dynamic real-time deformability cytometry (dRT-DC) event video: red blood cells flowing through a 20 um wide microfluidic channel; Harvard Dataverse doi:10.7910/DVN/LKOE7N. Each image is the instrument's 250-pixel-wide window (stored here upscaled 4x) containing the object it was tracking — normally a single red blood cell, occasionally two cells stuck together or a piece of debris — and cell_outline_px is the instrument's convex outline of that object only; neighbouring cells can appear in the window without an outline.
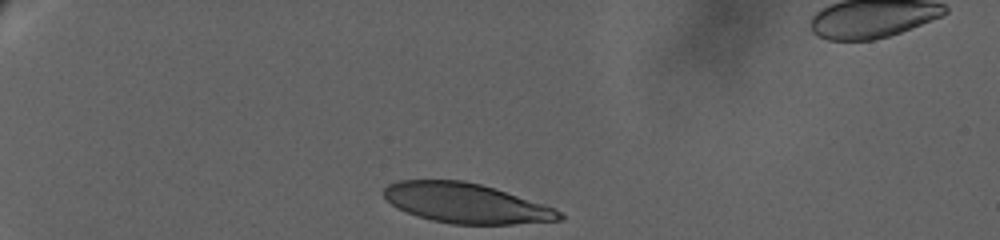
{"species": "human", "species_latin": "Homo sapiens", "temperature_condition": "warm", "stored_images_in_passage": 25, "camera_frame_rate_fps": 3000, "um_per_image_px": 0.085, "donor": {"sex": "female"}, "frame": {"image": 1, "passage_image": 1, "time_ms": 0.0, "image_size_px": [1000, 240], "cell_outline_px": [[564, 220], [512, 224], [452, 224], [432, 220], [416, 216], [396, 208], [384, 196], [384, 188], [388, 184], [400, 180], [464, 180], [480, 184], [552, 208], [560, 212], [564, 216]], "centroid_in_image_um": [39.55, 17.28], "position_along_channel_um": 45.5, "area_um2": 40.23}}
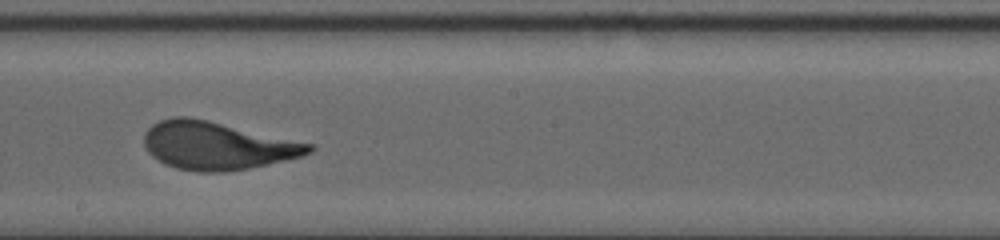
{"frame": {"image": 2, "passage_image": 16, "time_ms": 8.667, "image_size_px": [1000, 240], "cell_outline_px": [[316, 148], [312, 152], [300, 156], [284, 160], [248, 168], [224, 172], [200, 172], [176, 168], [164, 164], [152, 156], [148, 152], [144, 144], [144, 132], [152, 124], [160, 120], [172, 116], [188, 116], [208, 120], [312, 144]], "centroid_in_image_um": [18.4, 12.37], "position_along_channel_um": 229.8, "area_um2": 45.84}}
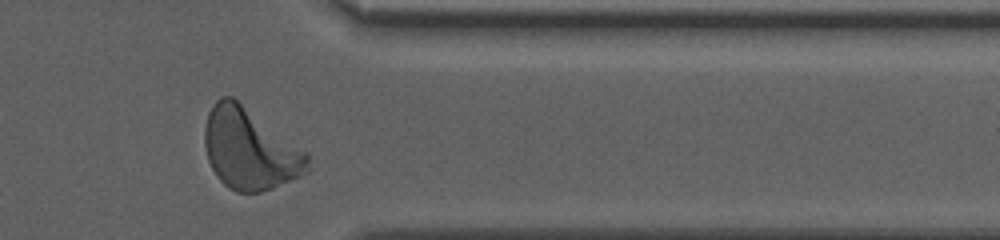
{"frame": {"image": 3, "passage_image": 25, "time_ms": 14.333, "image_size_px": [1000, 240], "cell_outline_px": [[312, 168], [308, 172], [300, 176], [272, 188], [260, 192], [236, 192], [228, 188], [216, 176], [208, 160], [204, 144], [204, 128], [208, 112], [212, 104], [220, 96], [232, 96], [308, 152]], "centroid_in_image_um": [21.24, 12.67], "position_along_channel_um": 390.2, "area_um2": 49.01}}